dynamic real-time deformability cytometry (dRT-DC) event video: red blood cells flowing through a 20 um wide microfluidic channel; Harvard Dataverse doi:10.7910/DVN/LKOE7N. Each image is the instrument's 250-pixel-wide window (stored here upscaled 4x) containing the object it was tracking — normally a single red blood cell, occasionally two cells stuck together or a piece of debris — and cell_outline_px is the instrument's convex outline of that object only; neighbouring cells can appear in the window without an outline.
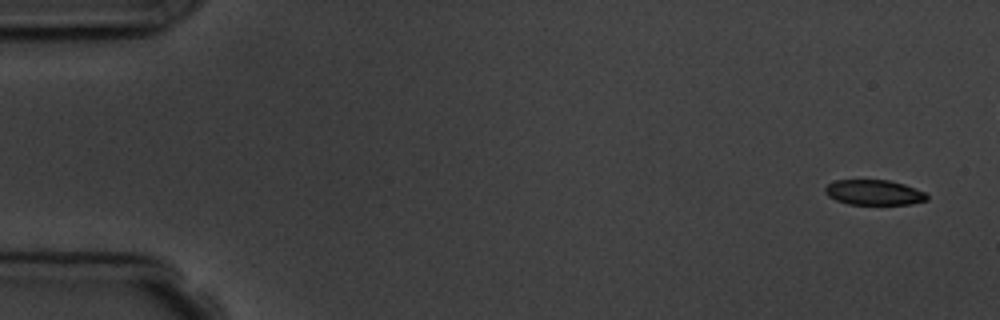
{"species": "common noctule bat (a hibernating species)", "species_latin": "Nyctalus noctula", "temperature_condition": "room temperature", "stored_images_in_passage": 6, "camera_frame_rate_fps": 3000, "um_per_image_px": 0.085, "animal": {"sex": "male", "body_mass_g": 19.5, "forearm_length_mm": 54.6}, "frame": {"image": 1, "passage_image": 1, "time_ms": 0.0, "image_size_px": [1000, 320], "cell_outline_px": [[928, 200], [912, 204], [848, 204], [836, 200], [828, 196], [824, 192], [824, 188], [828, 184], [836, 180], [888, 180], [904, 184], [924, 192], [928, 196]], "centroid_in_image_um": [74.28, 16.36], "position_along_channel_um": 10.7, "area_um2": 14.91}}